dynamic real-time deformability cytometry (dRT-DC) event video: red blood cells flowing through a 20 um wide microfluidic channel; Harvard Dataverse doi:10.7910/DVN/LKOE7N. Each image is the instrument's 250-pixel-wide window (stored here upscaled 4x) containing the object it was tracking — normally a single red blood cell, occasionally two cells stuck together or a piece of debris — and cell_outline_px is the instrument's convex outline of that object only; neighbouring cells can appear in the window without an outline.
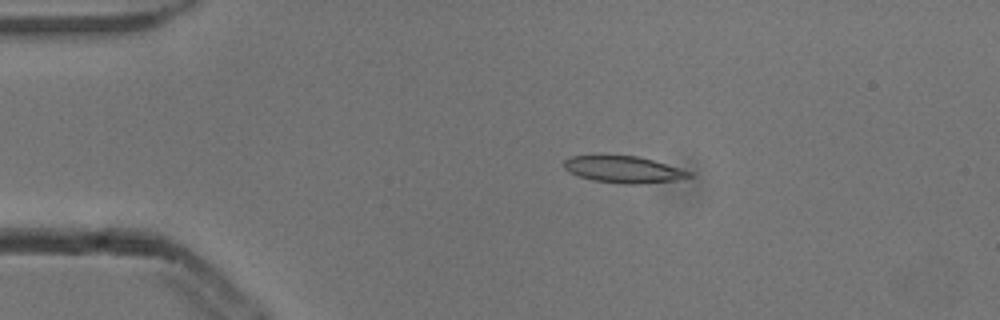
{"species": "common noctule bat (a hibernating species)", "species_latin": "Nyctalus noctula", "temperature_condition": "cold", "stored_images_in_passage": 6, "camera_frame_rate_fps": 3000, "um_per_image_px": 0.085, "animal": {"sex": "male", "body_mass_g": 13.3}, "frame": {"image": 1, "passage_image": 3, "time_ms": 0.667, "image_size_px": [1000, 320], "cell_outline_px": [[692, 176], [676, 180], [640, 184], [624, 184], [592, 180], [576, 176], [564, 168], [564, 160], [572, 156], [640, 156], [680, 168], [692, 172]], "centroid_in_image_um": [53.01, 14.41], "position_along_channel_um": 32.0, "area_um2": 19.42}}
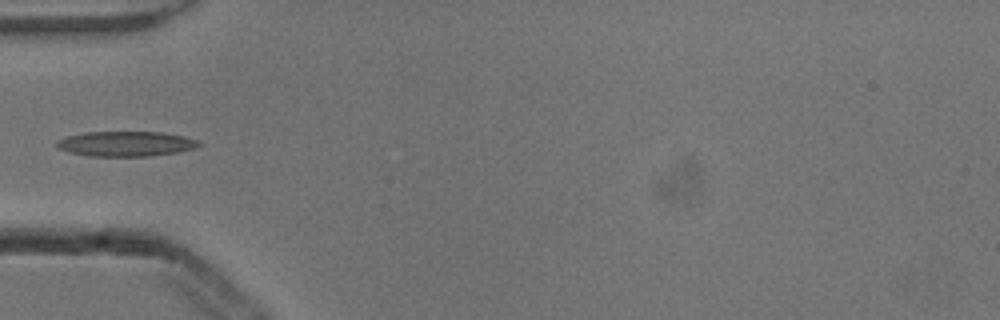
{"frame": {"image": 2, "passage_image": 5, "time_ms": 1.333, "image_size_px": [1000, 320], "cell_outline_px": [[200, 144], [196, 148], [176, 152], [148, 156], [88, 156], [68, 152], [60, 148], [56, 144], [56, 140], [68, 136], [84, 132], [160, 132], [184, 136], [196, 140]], "centroid_in_image_um": [10.67, 12.22], "position_along_channel_um": 74.3, "area_um2": 20.58}}
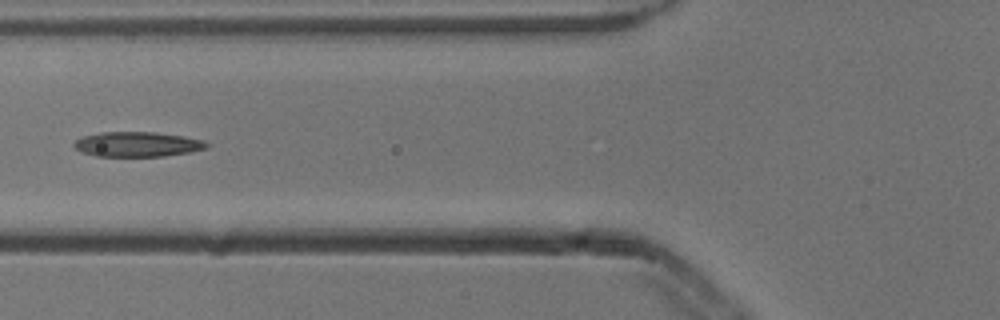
{"frame": {"image": 3, "passage_image": 6, "time_ms": 1.667, "image_size_px": [1000, 320], "cell_outline_px": [[208, 148], [192, 152], [164, 156], [96, 156], [80, 152], [72, 144], [76, 140], [84, 136], [100, 132], [156, 132], [184, 136], [204, 140], [208, 144]], "centroid_in_image_um": [11.7, 12.26], "position_along_channel_um": 114.1, "area_um2": 19.36}}